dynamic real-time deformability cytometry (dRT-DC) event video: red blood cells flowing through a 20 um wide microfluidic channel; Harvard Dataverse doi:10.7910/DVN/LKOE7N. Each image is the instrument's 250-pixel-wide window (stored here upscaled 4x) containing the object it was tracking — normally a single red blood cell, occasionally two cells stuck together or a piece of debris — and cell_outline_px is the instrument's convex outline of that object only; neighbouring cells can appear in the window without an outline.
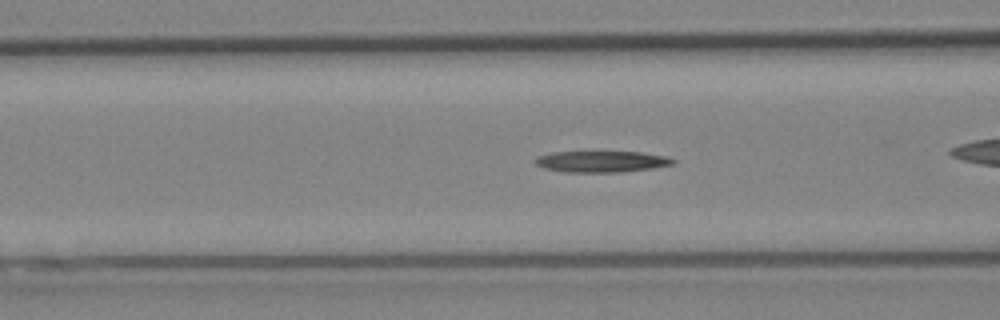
{"species": "Egyptian fruit bat (a non-hibernating species)", "species_latin": "Rousettus aegyptiacus", "temperature_condition": "cold", "stored_images_in_passage": 52, "camera_frame_rate_fps": 3000, "um_per_image_px": 0.085, "animal": {"sex": "female"}, "frame": {"image": 1, "passage_image": 21, "time_ms": 6.667, "image_size_px": [1000, 320], "cell_outline_px": [[676, 164], [652, 168], [620, 172], [564, 172], [544, 168], [536, 164], [532, 160], [536, 156], [552, 152], [640, 152], [668, 156], [676, 160]], "centroid_in_image_um": [51.13, 13.73], "position_along_channel_um": 115.5, "area_um2": 17.22}}
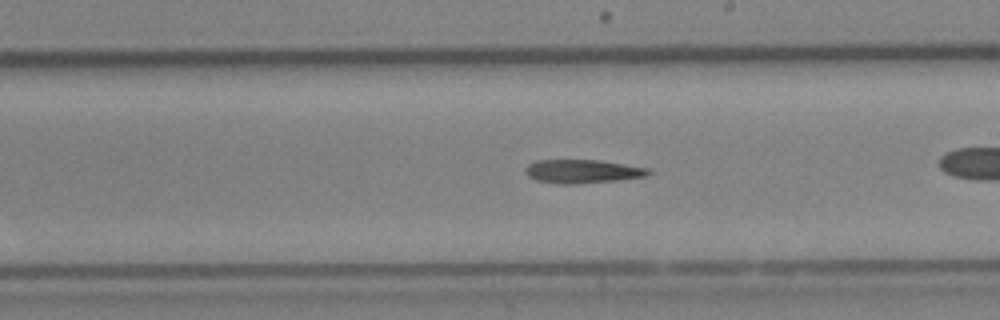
{"frame": {"image": 2, "passage_image": 30, "time_ms": 9.667, "image_size_px": [1000, 320], "cell_outline_px": [[652, 172], [648, 176], [616, 180], [572, 184], [560, 184], [536, 180], [528, 176], [524, 172], [524, 168], [528, 164], [536, 160], [600, 160], [648, 168]], "centroid_in_image_um": [49.48, 14.56], "position_along_channel_um": 239.5, "area_um2": 16.94}}
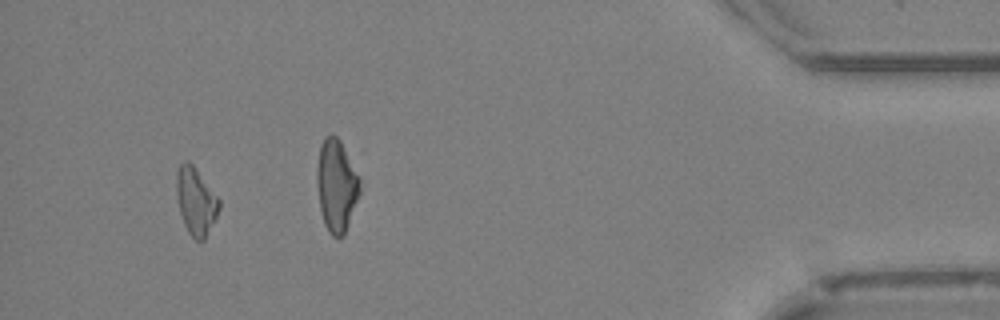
{"frame": {"image": 3, "passage_image": 48, "time_ms": 15.667, "image_size_px": [1000, 320], "cell_outline_px": [[220, 208], [204, 240], [196, 240], [188, 232], [184, 224], [180, 212], [176, 196], [176, 172], [180, 164], [184, 160], [188, 160], [192, 164], [220, 200]], "centroid_in_image_um": [16.62, 17.08], "position_along_channel_um": 418.6, "area_um2": 16.53}}